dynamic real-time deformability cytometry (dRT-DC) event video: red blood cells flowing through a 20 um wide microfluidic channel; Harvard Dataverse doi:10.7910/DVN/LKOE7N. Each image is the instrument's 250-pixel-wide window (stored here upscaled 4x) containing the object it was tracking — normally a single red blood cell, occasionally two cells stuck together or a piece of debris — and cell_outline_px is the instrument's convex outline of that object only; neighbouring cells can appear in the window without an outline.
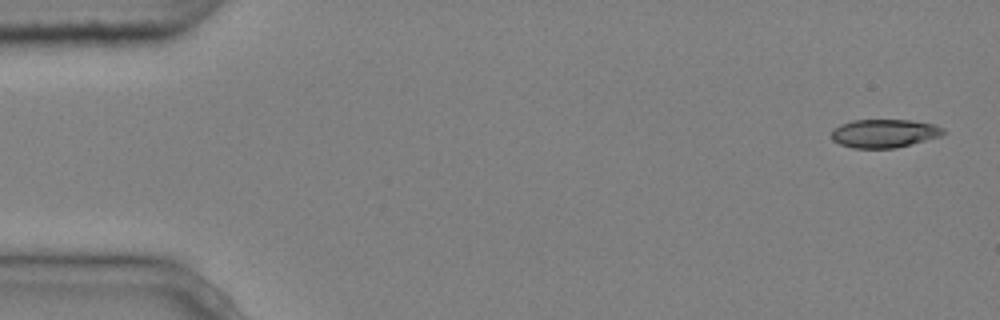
{"species": "common noctule bat (a hibernating species)", "species_latin": "Nyctalus noctula", "temperature_condition": "cold", "stored_images_in_passage": 10, "camera_frame_rate_fps": 3000, "um_per_image_px": 0.085, "animal": {"sex": "male", "body_mass_g": 20.4}, "frame": {"image": 1, "passage_image": 1, "time_ms": 0.0, "image_size_px": [1000, 320], "cell_outline_px": [[948, 132], [940, 136], [896, 148], [852, 148], [840, 144], [832, 140], [832, 128], [840, 124], [852, 120], [912, 120], [936, 124], [944, 128]], "centroid_in_image_um": [75.18, 11.33], "position_along_channel_um": 9.8, "area_um2": 18.73}}
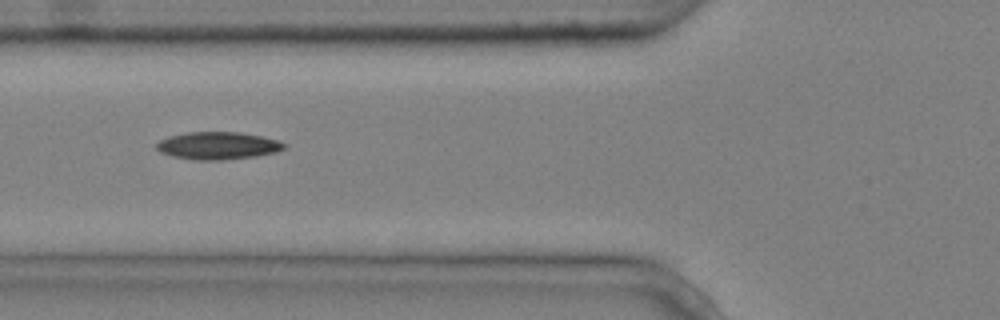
{"frame": {"image": 2, "passage_image": 6, "time_ms": 1.667, "image_size_px": [1000, 320], "cell_outline_px": [[288, 144], [284, 148], [276, 152], [256, 156], [224, 160], [192, 160], [172, 156], [160, 152], [156, 148], [156, 144], [160, 140], [168, 136], [188, 132], [240, 132], [260, 136], [276, 140]], "centroid_in_image_um": [18.5, 12.38], "position_along_channel_um": 107.3, "area_um2": 20.52}}
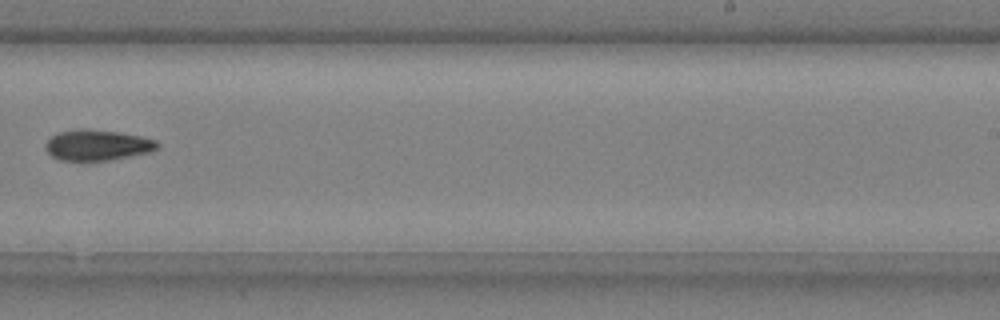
{"frame": {"image": 3, "passage_image": 10, "time_ms": 3.0, "image_size_px": [1000, 320], "cell_outline_px": [[160, 148], [152, 152], [108, 160], [60, 160], [52, 156], [48, 152], [44, 144], [52, 136], [60, 132], [80, 128], [84, 128], [116, 132], [140, 136], [156, 140], [160, 144]], "centroid_in_image_um": [8.31, 12.33], "position_along_channel_um": 280.7, "area_um2": 19.94}}